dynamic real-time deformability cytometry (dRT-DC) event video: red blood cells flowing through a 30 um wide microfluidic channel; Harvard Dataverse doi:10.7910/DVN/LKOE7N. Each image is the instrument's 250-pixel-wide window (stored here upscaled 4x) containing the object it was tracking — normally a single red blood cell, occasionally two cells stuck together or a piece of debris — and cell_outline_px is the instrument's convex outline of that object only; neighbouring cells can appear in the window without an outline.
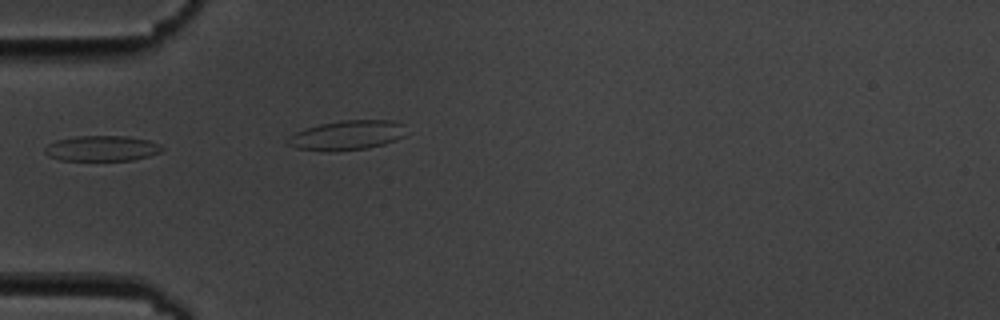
{"species": "common noctule bat (a hibernating species)", "species_latin": "Nyctalus noctula", "temperature_condition": "cold", "stored_images_in_passage": 5, "camera_frame_rate_fps": 3000, "um_per_image_px": 0.085, "animal": {"sex": "male", "body_mass_g": 19.5, "forearm_length_mm": 54.6}, "frame": {"image": 1, "passage_image": 4, "time_ms": 4.333, "image_size_px": [1000, 320], "cell_outline_px": [[164, 148], [160, 152], [148, 156], [132, 160], [60, 160], [48, 156], [44, 152], [44, 148], [48, 144], [56, 140], [76, 136], [128, 136], [148, 140], [160, 144]], "centroid_in_image_um": [8.64, 12.61], "position_along_channel_um": 76.4, "area_um2": 17.4}}